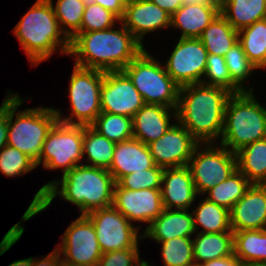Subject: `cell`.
I'll return each instance as SVG.
<instances>
[{"label": "cell", "instance_id": "6da1fadb", "mask_svg": "<svg viewBox=\"0 0 266 266\" xmlns=\"http://www.w3.org/2000/svg\"><path fill=\"white\" fill-rule=\"evenodd\" d=\"M115 180L112 174L103 168L76 165L62 178L44 184L35 194L29 207L22 216L28 221L34 215L44 211L51 205L56 195L75 204L80 215L91 211L112 206ZM60 186V190H58Z\"/></svg>", "mask_w": 266, "mask_h": 266}, {"label": "cell", "instance_id": "7a4b0ae2", "mask_svg": "<svg viewBox=\"0 0 266 266\" xmlns=\"http://www.w3.org/2000/svg\"><path fill=\"white\" fill-rule=\"evenodd\" d=\"M233 93L218 86L192 84L179 90L176 120L201 144L221 137L227 102Z\"/></svg>", "mask_w": 266, "mask_h": 266}, {"label": "cell", "instance_id": "3957f363", "mask_svg": "<svg viewBox=\"0 0 266 266\" xmlns=\"http://www.w3.org/2000/svg\"><path fill=\"white\" fill-rule=\"evenodd\" d=\"M120 28L78 33L70 40L75 65L103 72L123 70L144 46L123 24Z\"/></svg>", "mask_w": 266, "mask_h": 266}, {"label": "cell", "instance_id": "277c9868", "mask_svg": "<svg viewBox=\"0 0 266 266\" xmlns=\"http://www.w3.org/2000/svg\"><path fill=\"white\" fill-rule=\"evenodd\" d=\"M13 30L32 65L49 59L58 46L69 55L70 40L60 29L52 0H37Z\"/></svg>", "mask_w": 266, "mask_h": 266}, {"label": "cell", "instance_id": "5b68a950", "mask_svg": "<svg viewBox=\"0 0 266 266\" xmlns=\"http://www.w3.org/2000/svg\"><path fill=\"white\" fill-rule=\"evenodd\" d=\"M266 138V109L253 91L233 93L226 105L220 145L231 152Z\"/></svg>", "mask_w": 266, "mask_h": 266}, {"label": "cell", "instance_id": "8992f818", "mask_svg": "<svg viewBox=\"0 0 266 266\" xmlns=\"http://www.w3.org/2000/svg\"><path fill=\"white\" fill-rule=\"evenodd\" d=\"M10 93V94H9ZM8 95V140L7 145L17 148L37 162L49 131L58 121L54 108H27L17 110L24 100L11 92ZM14 115H16L13 122Z\"/></svg>", "mask_w": 266, "mask_h": 266}, {"label": "cell", "instance_id": "52a82bcc", "mask_svg": "<svg viewBox=\"0 0 266 266\" xmlns=\"http://www.w3.org/2000/svg\"><path fill=\"white\" fill-rule=\"evenodd\" d=\"M145 104L176 109L180 87L164 66L143 49L124 69Z\"/></svg>", "mask_w": 266, "mask_h": 266}, {"label": "cell", "instance_id": "ba28073f", "mask_svg": "<svg viewBox=\"0 0 266 266\" xmlns=\"http://www.w3.org/2000/svg\"><path fill=\"white\" fill-rule=\"evenodd\" d=\"M103 79V71L74 65L68 89L72 113L62 118L60 111L55 109L58 121L71 125L91 126L102 112L100 89Z\"/></svg>", "mask_w": 266, "mask_h": 266}, {"label": "cell", "instance_id": "9c48e42d", "mask_svg": "<svg viewBox=\"0 0 266 266\" xmlns=\"http://www.w3.org/2000/svg\"><path fill=\"white\" fill-rule=\"evenodd\" d=\"M84 126L57 121L45 139L36 166L43 161L45 169L56 170L63 167V174L69 172L83 156Z\"/></svg>", "mask_w": 266, "mask_h": 266}, {"label": "cell", "instance_id": "30bf717a", "mask_svg": "<svg viewBox=\"0 0 266 266\" xmlns=\"http://www.w3.org/2000/svg\"><path fill=\"white\" fill-rule=\"evenodd\" d=\"M203 145L209 144H199L187 165L198 194H204L225 181L237 169L234 152L213 143L207 148L202 147Z\"/></svg>", "mask_w": 266, "mask_h": 266}, {"label": "cell", "instance_id": "8fae6325", "mask_svg": "<svg viewBox=\"0 0 266 266\" xmlns=\"http://www.w3.org/2000/svg\"><path fill=\"white\" fill-rule=\"evenodd\" d=\"M95 228L102 253L138 248V228L113 206L97 209L86 214Z\"/></svg>", "mask_w": 266, "mask_h": 266}, {"label": "cell", "instance_id": "7c38bea8", "mask_svg": "<svg viewBox=\"0 0 266 266\" xmlns=\"http://www.w3.org/2000/svg\"><path fill=\"white\" fill-rule=\"evenodd\" d=\"M74 220L62 236L61 259L77 266H97L102 256L94 225L86 215ZM66 257V258H65Z\"/></svg>", "mask_w": 266, "mask_h": 266}, {"label": "cell", "instance_id": "4fadbf2b", "mask_svg": "<svg viewBox=\"0 0 266 266\" xmlns=\"http://www.w3.org/2000/svg\"><path fill=\"white\" fill-rule=\"evenodd\" d=\"M207 56L208 52L199 38H179L164 67L180 88L200 84L205 74Z\"/></svg>", "mask_w": 266, "mask_h": 266}, {"label": "cell", "instance_id": "5bb4252c", "mask_svg": "<svg viewBox=\"0 0 266 266\" xmlns=\"http://www.w3.org/2000/svg\"><path fill=\"white\" fill-rule=\"evenodd\" d=\"M100 100L102 112L131 118L145 104L123 70L104 72Z\"/></svg>", "mask_w": 266, "mask_h": 266}, {"label": "cell", "instance_id": "9a60e30c", "mask_svg": "<svg viewBox=\"0 0 266 266\" xmlns=\"http://www.w3.org/2000/svg\"><path fill=\"white\" fill-rule=\"evenodd\" d=\"M200 143L180 123L172 126L159 139L148 144L156 166L163 169L188 165Z\"/></svg>", "mask_w": 266, "mask_h": 266}, {"label": "cell", "instance_id": "2e32d148", "mask_svg": "<svg viewBox=\"0 0 266 266\" xmlns=\"http://www.w3.org/2000/svg\"><path fill=\"white\" fill-rule=\"evenodd\" d=\"M112 206L131 223H151L163 211L161 188L128 190L114 186Z\"/></svg>", "mask_w": 266, "mask_h": 266}, {"label": "cell", "instance_id": "e0dca14e", "mask_svg": "<svg viewBox=\"0 0 266 266\" xmlns=\"http://www.w3.org/2000/svg\"><path fill=\"white\" fill-rule=\"evenodd\" d=\"M233 232L266 229V184H251L230 210Z\"/></svg>", "mask_w": 266, "mask_h": 266}, {"label": "cell", "instance_id": "ac0fdd59", "mask_svg": "<svg viewBox=\"0 0 266 266\" xmlns=\"http://www.w3.org/2000/svg\"><path fill=\"white\" fill-rule=\"evenodd\" d=\"M171 15L149 0H136L125 7L121 24L129 30L143 46L146 33L170 26Z\"/></svg>", "mask_w": 266, "mask_h": 266}, {"label": "cell", "instance_id": "d6986e66", "mask_svg": "<svg viewBox=\"0 0 266 266\" xmlns=\"http://www.w3.org/2000/svg\"><path fill=\"white\" fill-rule=\"evenodd\" d=\"M164 184V185H163ZM198 195L188 166L164 169L161 197L164 209L188 210Z\"/></svg>", "mask_w": 266, "mask_h": 266}, {"label": "cell", "instance_id": "ffe728a7", "mask_svg": "<svg viewBox=\"0 0 266 266\" xmlns=\"http://www.w3.org/2000/svg\"><path fill=\"white\" fill-rule=\"evenodd\" d=\"M154 166L148 145L133 137L115 144L113 160L108 171L117 182L123 176Z\"/></svg>", "mask_w": 266, "mask_h": 266}, {"label": "cell", "instance_id": "44dd1931", "mask_svg": "<svg viewBox=\"0 0 266 266\" xmlns=\"http://www.w3.org/2000/svg\"><path fill=\"white\" fill-rule=\"evenodd\" d=\"M171 114L176 119L174 108L144 104L133 116V137L146 145L159 139L172 126Z\"/></svg>", "mask_w": 266, "mask_h": 266}, {"label": "cell", "instance_id": "7402d4cb", "mask_svg": "<svg viewBox=\"0 0 266 266\" xmlns=\"http://www.w3.org/2000/svg\"><path fill=\"white\" fill-rule=\"evenodd\" d=\"M142 237L163 242L177 237H191L195 232L193 214L187 210L163 209L144 230Z\"/></svg>", "mask_w": 266, "mask_h": 266}, {"label": "cell", "instance_id": "603a6c76", "mask_svg": "<svg viewBox=\"0 0 266 266\" xmlns=\"http://www.w3.org/2000/svg\"><path fill=\"white\" fill-rule=\"evenodd\" d=\"M219 13L220 6L183 4L171 15L170 27L181 28L180 38H200Z\"/></svg>", "mask_w": 266, "mask_h": 266}, {"label": "cell", "instance_id": "cb8c5ba5", "mask_svg": "<svg viewBox=\"0 0 266 266\" xmlns=\"http://www.w3.org/2000/svg\"><path fill=\"white\" fill-rule=\"evenodd\" d=\"M220 14L239 31L266 18V0H219Z\"/></svg>", "mask_w": 266, "mask_h": 266}, {"label": "cell", "instance_id": "d4e9b609", "mask_svg": "<svg viewBox=\"0 0 266 266\" xmlns=\"http://www.w3.org/2000/svg\"><path fill=\"white\" fill-rule=\"evenodd\" d=\"M196 235V238L192 239L195 266L234 254L233 231Z\"/></svg>", "mask_w": 266, "mask_h": 266}, {"label": "cell", "instance_id": "484cf974", "mask_svg": "<svg viewBox=\"0 0 266 266\" xmlns=\"http://www.w3.org/2000/svg\"><path fill=\"white\" fill-rule=\"evenodd\" d=\"M237 169L252 183L266 184V138L235 152Z\"/></svg>", "mask_w": 266, "mask_h": 266}, {"label": "cell", "instance_id": "4316f807", "mask_svg": "<svg viewBox=\"0 0 266 266\" xmlns=\"http://www.w3.org/2000/svg\"><path fill=\"white\" fill-rule=\"evenodd\" d=\"M234 255L245 266L266 263V229L233 232Z\"/></svg>", "mask_w": 266, "mask_h": 266}, {"label": "cell", "instance_id": "83f0119b", "mask_svg": "<svg viewBox=\"0 0 266 266\" xmlns=\"http://www.w3.org/2000/svg\"><path fill=\"white\" fill-rule=\"evenodd\" d=\"M208 54L224 57L238 41V31L219 13L199 38Z\"/></svg>", "mask_w": 266, "mask_h": 266}, {"label": "cell", "instance_id": "f1b7e54d", "mask_svg": "<svg viewBox=\"0 0 266 266\" xmlns=\"http://www.w3.org/2000/svg\"><path fill=\"white\" fill-rule=\"evenodd\" d=\"M238 41L257 69L266 68V18L239 30Z\"/></svg>", "mask_w": 266, "mask_h": 266}, {"label": "cell", "instance_id": "f546056e", "mask_svg": "<svg viewBox=\"0 0 266 266\" xmlns=\"http://www.w3.org/2000/svg\"><path fill=\"white\" fill-rule=\"evenodd\" d=\"M198 205L199 206L192 211L195 231L198 230L197 225L203 227V230L198 231V233L232 231L229 210L210 202L206 198Z\"/></svg>", "mask_w": 266, "mask_h": 266}, {"label": "cell", "instance_id": "4dcf8cb0", "mask_svg": "<svg viewBox=\"0 0 266 266\" xmlns=\"http://www.w3.org/2000/svg\"><path fill=\"white\" fill-rule=\"evenodd\" d=\"M115 144L91 126H84L83 156L87 154V161L90 163L85 165L109 170Z\"/></svg>", "mask_w": 266, "mask_h": 266}, {"label": "cell", "instance_id": "1f68e13d", "mask_svg": "<svg viewBox=\"0 0 266 266\" xmlns=\"http://www.w3.org/2000/svg\"><path fill=\"white\" fill-rule=\"evenodd\" d=\"M251 184L252 183L236 169L225 181L218 183L215 187L207 191L208 197H206V199L230 211L244 196Z\"/></svg>", "mask_w": 266, "mask_h": 266}, {"label": "cell", "instance_id": "d6a6232c", "mask_svg": "<svg viewBox=\"0 0 266 266\" xmlns=\"http://www.w3.org/2000/svg\"><path fill=\"white\" fill-rule=\"evenodd\" d=\"M91 127L115 143L133 138V118L128 116L101 112Z\"/></svg>", "mask_w": 266, "mask_h": 266}, {"label": "cell", "instance_id": "836d02e7", "mask_svg": "<svg viewBox=\"0 0 266 266\" xmlns=\"http://www.w3.org/2000/svg\"><path fill=\"white\" fill-rule=\"evenodd\" d=\"M86 2L87 0H57L55 8L53 6L60 29L69 40L80 33Z\"/></svg>", "mask_w": 266, "mask_h": 266}, {"label": "cell", "instance_id": "e575fe53", "mask_svg": "<svg viewBox=\"0 0 266 266\" xmlns=\"http://www.w3.org/2000/svg\"><path fill=\"white\" fill-rule=\"evenodd\" d=\"M162 243L164 266H195L191 237H177Z\"/></svg>", "mask_w": 266, "mask_h": 266}, {"label": "cell", "instance_id": "d590c367", "mask_svg": "<svg viewBox=\"0 0 266 266\" xmlns=\"http://www.w3.org/2000/svg\"><path fill=\"white\" fill-rule=\"evenodd\" d=\"M224 58L232 81L242 91H253L252 87L247 90L244 82L248 80L252 72L257 70V67L249 61L241 43L239 41L234 43Z\"/></svg>", "mask_w": 266, "mask_h": 266}, {"label": "cell", "instance_id": "8d00e7d4", "mask_svg": "<svg viewBox=\"0 0 266 266\" xmlns=\"http://www.w3.org/2000/svg\"><path fill=\"white\" fill-rule=\"evenodd\" d=\"M36 167V162L17 148L6 145L0 151V172L7 177L21 176Z\"/></svg>", "mask_w": 266, "mask_h": 266}, {"label": "cell", "instance_id": "74e56055", "mask_svg": "<svg viewBox=\"0 0 266 266\" xmlns=\"http://www.w3.org/2000/svg\"><path fill=\"white\" fill-rule=\"evenodd\" d=\"M204 76L208 78V81L202 80L203 85L222 87L231 93L243 92L232 81L224 57L208 54Z\"/></svg>", "mask_w": 266, "mask_h": 266}, {"label": "cell", "instance_id": "f35d334b", "mask_svg": "<svg viewBox=\"0 0 266 266\" xmlns=\"http://www.w3.org/2000/svg\"><path fill=\"white\" fill-rule=\"evenodd\" d=\"M120 19L111 11L93 2H86L80 32H91L114 28Z\"/></svg>", "mask_w": 266, "mask_h": 266}, {"label": "cell", "instance_id": "ab89813d", "mask_svg": "<svg viewBox=\"0 0 266 266\" xmlns=\"http://www.w3.org/2000/svg\"><path fill=\"white\" fill-rule=\"evenodd\" d=\"M164 169L158 166L121 177L116 183L124 189L140 190L161 188Z\"/></svg>", "mask_w": 266, "mask_h": 266}, {"label": "cell", "instance_id": "60d3db41", "mask_svg": "<svg viewBox=\"0 0 266 266\" xmlns=\"http://www.w3.org/2000/svg\"><path fill=\"white\" fill-rule=\"evenodd\" d=\"M138 248H128L103 253L97 266H139L144 260L139 258Z\"/></svg>", "mask_w": 266, "mask_h": 266}, {"label": "cell", "instance_id": "b9f144b4", "mask_svg": "<svg viewBox=\"0 0 266 266\" xmlns=\"http://www.w3.org/2000/svg\"><path fill=\"white\" fill-rule=\"evenodd\" d=\"M8 140V96L0 107V151L7 145Z\"/></svg>", "mask_w": 266, "mask_h": 266}, {"label": "cell", "instance_id": "7bdbcfd3", "mask_svg": "<svg viewBox=\"0 0 266 266\" xmlns=\"http://www.w3.org/2000/svg\"><path fill=\"white\" fill-rule=\"evenodd\" d=\"M87 1L101 5L106 10H109L112 13H114L120 20L124 16L125 7L121 4L119 0H87Z\"/></svg>", "mask_w": 266, "mask_h": 266}, {"label": "cell", "instance_id": "ee69618b", "mask_svg": "<svg viewBox=\"0 0 266 266\" xmlns=\"http://www.w3.org/2000/svg\"><path fill=\"white\" fill-rule=\"evenodd\" d=\"M198 266H245L234 254L228 257L213 259L199 264Z\"/></svg>", "mask_w": 266, "mask_h": 266}, {"label": "cell", "instance_id": "f6af8a7d", "mask_svg": "<svg viewBox=\"0 0 266 266\" xmlns=\"http://www.w3.org/2000/svg\"><path fill=\"white\" fill-rule=\"evenodd\" d=\"M38 260L39 259L36 260L32 257V266H57L61 260L60 251L56 247L46 257L42 258L40 261Z\"/></svg>", "mask_w": 266, "mask_h": 266}, {"label": "cell", "instance_id": "bcb514c9", "mask_svg": "<svg viewBox=\"0 0 266 266\" xmlns=\"http://www.w3.org/2000/svg\"><path fill=\"white\" fill-rule=\"evenodd\" d=\"M172 15L184 4L183 0H149Z\"/></svg>", "mask_w": 266, "mask_h": 266}, {"label": "cell", "instance_id": "7dc6e473", "mask_svg": "<svg viewBox=\"0 0 266 266\" xmlns=\"http://www.w3.org/2000/svg\"><path fill=\"white\" fill-rule=\"evenodd\" d=\"M184 4L200 6H220L219 0H183Z\"/></svg>", "mask_w": 266, "mask_h": 266}, {"label": "cell", "instance_id": "c3c4849f", "mask_svg": "<svg viewBox=\"0 0 266 266\" xmlns=\"http://www.w3.org/2000/svg\"><path fill=\"white\" fill-rule=\"evenodd\" d=\"M8 266H32V257L14 261Z\"/></svg>", "mask_w": 266, "mask_h": 266}, {"label": "cell", "instance_id": "681fc988", "mask_svg": "<svg viewBox=\"0 0 266 266\" xmlns=\"http://www.w3.org/2000/svg\"><path fill=\"white\" fill-rule=\"evenodd\" d=\"M120 2H121V4L124 6V7H126V6H128V5H130V4H132L134 1H136V0H119Z\"/></svg>", "mask_w": 266, "mask_h": 266}, {"label": "cell", "instance_id": "f907efd6", "mask_svg": "<svg viewBox=\"0 0 266 266\" xmlns=\"http://www.w3.org/2000/svg\"><path fill=\"white\" fill-rule=\"evenodd\" d=\"M57 266H77V265L69 264L61 259Z\"/></svg>", "mask_w": 266, "mask_h": 266}, {"label": "cell", "instance_id": "816d5d0a", "mask_svg": "<svg viewBox=\"0 0 266 266\" xmlns=\"http://www.w3.org/2000/svg\"><path fill=\"white\" fill-rule=\"evenodd\" d=\"M139 266H151L147 261H143Z\"/></svg>", "mask_w": 266, "mask_h": 266}, {"label": "cell", "instance_id": "f5cc1de1", "mask_svg": "<svg viewBox=\"0 0 266 266\" xmlns=\"http://www.w3.org/2000/svg\"><path fill=\"white\" fill-rule=\"evenodd\" d=\"M249 266H266V263L265 264H254V265H249Z\"/></svg>", "mask_w": 266, "mask_h": 266}]
</instances>
